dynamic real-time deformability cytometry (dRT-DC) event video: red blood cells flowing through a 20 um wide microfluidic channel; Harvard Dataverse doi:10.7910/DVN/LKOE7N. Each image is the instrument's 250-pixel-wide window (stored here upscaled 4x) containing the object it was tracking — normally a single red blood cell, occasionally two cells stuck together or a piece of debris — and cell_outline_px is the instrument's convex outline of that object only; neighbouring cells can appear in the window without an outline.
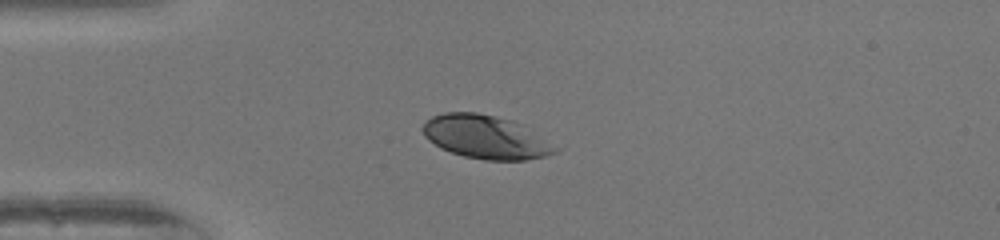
{"species": "human", "species_latin": "Homo sapiens", "temperature_condition": "warm", "stored_images_in_passage": 39, "camera_frame_rate_fps": 3000, "um_per_image_px": 0.085, "donor": {"sex": "female"}, "frame": {"image": 1, "passage_image": 1, "time_ms": 0.0, "image_size_px": [1000, 240], "cell_outline_px": [[560, 148], [556, 152], [544, 156], [524, 160], [484, 160], [464, 156], [440, 148], [428, 140], [424, 136], [420, 128], [424, 120], [432, 116], [444, 112], [476, 112], [496, 116], [512, 120]], "centroid_in_image_um": [41.21, 11.64], "position_along_channel_um": 43.8, "area_um2": 33.47}}
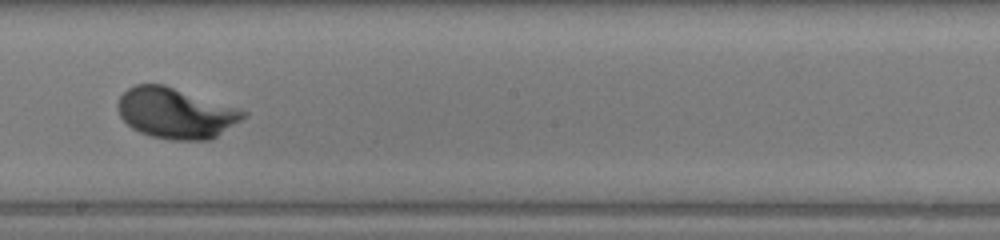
{"frame": {"image": 2, "passage_image": 17, "time_ms": 5.333, "image_size_px": [1000, 240], "cell_outline_px": [[248, 116], [216, 136], [208, 140], [172, 140], [152, 136], [140, 132], [132, 128], [120, 116], [116, 104], [120, 96], [128, 88], [136, 84], [164, 84], [248, 112]], "centroid_in_image_um": [14.91, 9.61], "position_along_channel_um": 233.3, "area_um2": 36.7}}
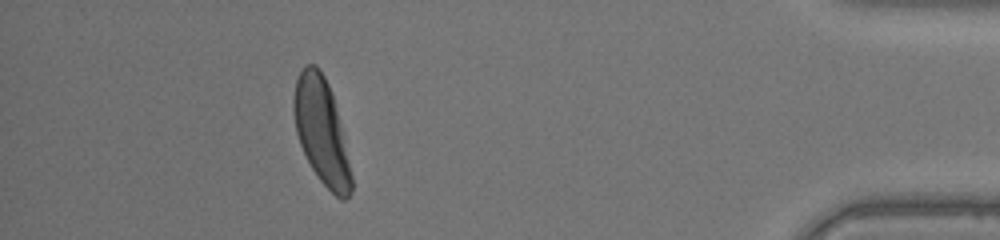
{"frame": {"image": 3, "passage_image": 34, "time_ms": 11.0, "image_size_px": [1000, 240], "cell_outline_px": [[352, 192], [344, 200], [340, 200], [320, 180], [312, 168], [300, 144], [296, 132], [292, 112], [292, 100], [296, 80], [304, 64], [316, 64], [324, 76], [332, 92], [340, 124], [352, 176]], "centroid_in_image_um": [27.3, 11.12], "position_along_channel_um": 407.9, "area_um2": 35.2}, "authors_computed_cell_mechanics": {"area_um2": 35.2002, "velocity_mm_per_s": 4.0251, "shape_relaxation_time_tau1_ms": 1.6551, "shape_relaxation_time_tau2_ms": null, "deformation_change_tau1": 0.1584, "deformation_change_tau2": null}}